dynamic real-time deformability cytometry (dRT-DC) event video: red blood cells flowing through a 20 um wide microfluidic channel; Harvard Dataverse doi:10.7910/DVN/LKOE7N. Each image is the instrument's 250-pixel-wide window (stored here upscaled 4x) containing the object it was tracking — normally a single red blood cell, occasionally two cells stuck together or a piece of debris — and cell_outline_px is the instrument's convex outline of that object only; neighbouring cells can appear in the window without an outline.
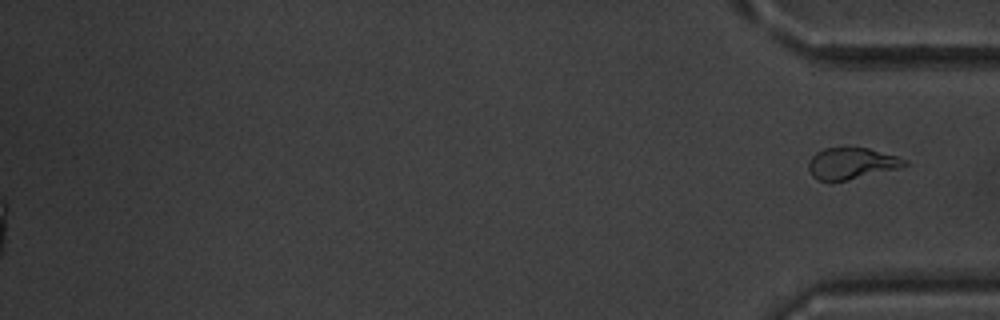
{"species": "common noctule bat (a hibernating species)", "species_latin": "Nyctalus noctula", "temperature_condition": "warm", "stored_images_in_passage": 53, "segment_of_instrument_passage": [2, 2], "camera_frame_rate_fps": 3000, "um_per_image_px": 0.085, "animal": {"sex": "male", "body_mass_g": 20.1, "forearm_length_mm": 53.5}, "frame": {"image": 1, "passage_image": 53, "time_ms": 17.333, "image_size_px": [1000, 320], "cell_outline_px": [[908, 164], [904, 168], [848, 180], [816, 180], [812, 176], [808, 168], [808, 164], [812, 156], [816, 152], [824, 148], [868, 148], [896, 156], [908, 160]], "centroid_in_image_um": [72.43, 13.9], "position_along_channel_um": 362.8, "area_um2": 17.69}}